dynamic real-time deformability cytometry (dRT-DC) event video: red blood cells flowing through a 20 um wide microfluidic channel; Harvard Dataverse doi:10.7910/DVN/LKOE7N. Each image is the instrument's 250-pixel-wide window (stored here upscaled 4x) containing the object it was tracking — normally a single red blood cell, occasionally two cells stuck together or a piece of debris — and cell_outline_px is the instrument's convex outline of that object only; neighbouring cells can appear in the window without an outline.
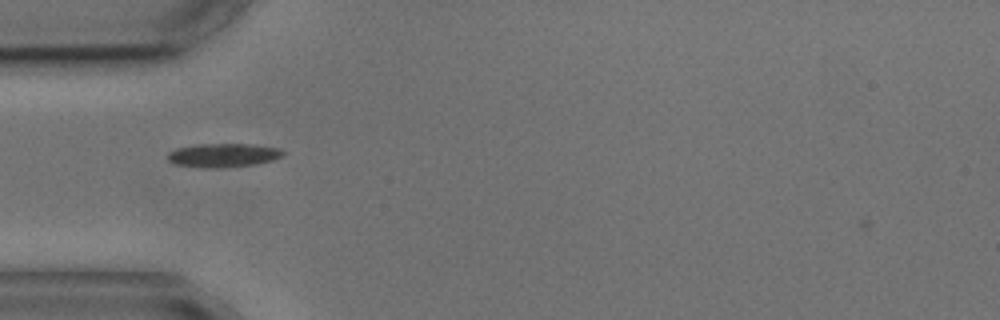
{"species": "common noctule bat (a hibernating species)", "species_latin": "Nyctalus noctula", "temperature_condition": "cold", "stored_images_in_passage": 5, "camera_frame_rate_fps": 3000, "um_per_image_px": 0.085, "animal": {"sex": "male", "body_mass_g": 17.9, "forearm_length_mm": 54.2}, "frame": {"image": 1, "passage_image": 1, "time_ms": 0.0, "image_size_px": [1000, 320], "cell_outline_px": [[284, 156], [272, 160], [256, 164], [220, 168], [212, 168], [176, 164], [168, 160], [168, 152], [176, 148], [196, 144], [252, 144], [280, 148], [284, 152]], "centroid_in_image_um": [19.0, 13.18], "position_along_channel_um": 66.0, "area_um2": 15.95}}